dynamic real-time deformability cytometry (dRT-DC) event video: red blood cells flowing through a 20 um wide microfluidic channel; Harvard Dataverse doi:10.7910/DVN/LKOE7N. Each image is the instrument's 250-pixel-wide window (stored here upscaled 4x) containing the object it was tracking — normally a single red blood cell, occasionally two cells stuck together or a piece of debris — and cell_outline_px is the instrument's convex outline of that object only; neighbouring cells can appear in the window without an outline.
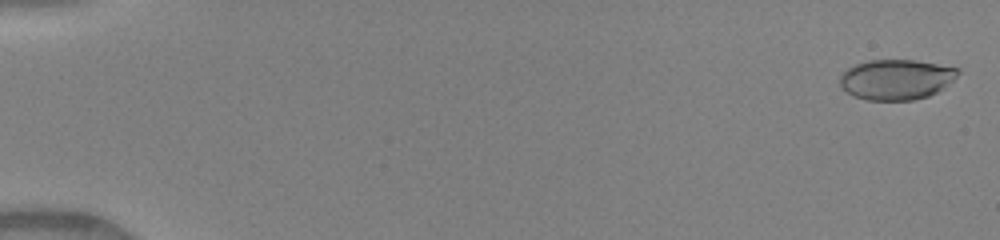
{"species": "human", "species_latin": "Homo sapiens", "temperature_condition": "warm", "stored_images_in_passage": 50, "camera_frame_rate_fps": 3000, "um_per_image_px": 0.085, "donor": {"sex": "female"}, "frame": {"image": 1, "passage_image": 2, "time_ms": 0.333, "image_size_px": [1000, 240], "cell_outline_px": [[960, 72], [952, 80], [936, 92], [928, 96], [912, 100], [868, 100], [856, 96], [848, 92], [840, 84], [840, 76], [848, 68], [856, 64], [868, 60], [916, 60], [960, 68]], "centroid_in_image_um": [76.19, 6.74], "position_along_channel_um": 8.8, "area_um2": 27.4}}
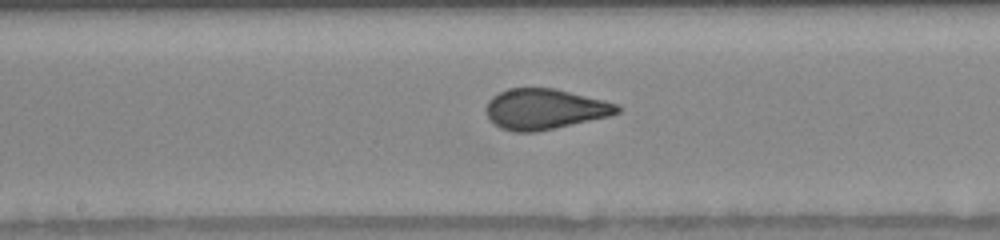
{"frame": {"image": 2, "passage_image": 28, "time_ms": 9.0, "image_size_px": [1000, 240], "cell_outline_px": [[620, 112], [608, 116], [536, 132], [516, 132], [500, 128], [488, 116], [484, 108], [488, 100], [492, 96], [508, 88], [556, 88], [604, 100], [616, 104], [620, 108]], "centroid_in_image_um": [46.27, 9.26], "position_along_channel_um": 201.9, "area_um2": 30.81}}
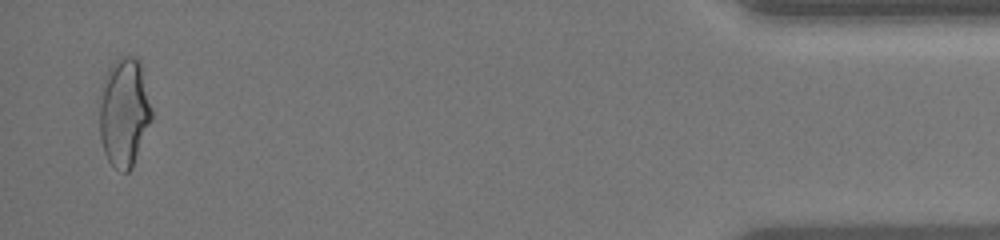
{"frame": {"image": 3, "passage_image": 49, "time_ms": 16.0, "image_size_px": [1000, 240], "cell_outline_px": [[152, 120], [132, 168], [128, 172], [124, 172], [116, 168], [108, 160], [104, 152], [100, 140], [96, 100], [104, 76], [112, 64], [120, 56], [136, 56], [140, 60], [152, 112]], "centroid_in_image_um": [10.5, 9.52], "position_along_channel_um": 424.7, "area_um2": 33.99}}